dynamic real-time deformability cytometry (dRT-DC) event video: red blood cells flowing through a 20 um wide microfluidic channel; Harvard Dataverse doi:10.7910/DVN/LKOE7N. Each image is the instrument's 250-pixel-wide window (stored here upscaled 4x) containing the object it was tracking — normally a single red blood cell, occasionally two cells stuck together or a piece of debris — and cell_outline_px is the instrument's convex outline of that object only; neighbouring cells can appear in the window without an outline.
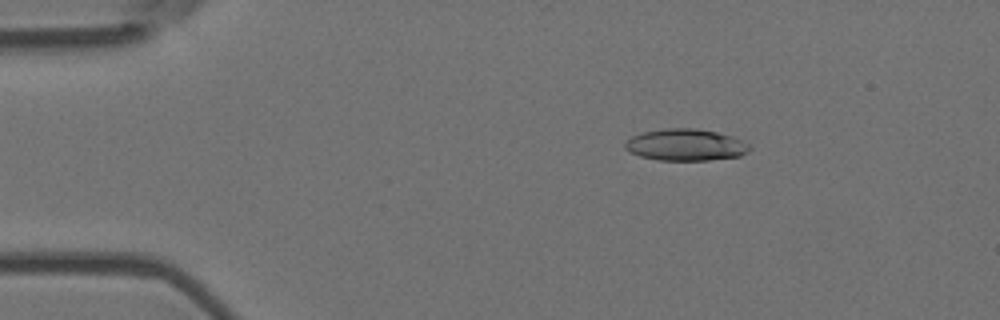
{"species": "Egyptian fruit bat (a non-hibernating species)", "species_latin": "Rousettus aegyptiacus", "temperature_condition": "room temperature", "stored_images_in_passage": 5, "camera_frame_rate_fps": 3000, "um_per_image_px": 0.085, "animal": {"sex": "female"}, "frame": {"image": 1, "passage_image": 3, "time_ms": 0.667, "image_size_px": [1000, 320], "cell_outline_px": [[752, 148], [748, 152], [740, 156], [708, 160], [656, 160], [640, 156], [628, 152], [624, 148], [624, 144], [632, 136], [640, 132], [664, 128], [696, 128], [716, 132], [732, 136], [748, 144]], "centroid_in_image_um": [58.25, 12.31], "position_along_channel_um": 26.8, "area_um2": 23.18}}